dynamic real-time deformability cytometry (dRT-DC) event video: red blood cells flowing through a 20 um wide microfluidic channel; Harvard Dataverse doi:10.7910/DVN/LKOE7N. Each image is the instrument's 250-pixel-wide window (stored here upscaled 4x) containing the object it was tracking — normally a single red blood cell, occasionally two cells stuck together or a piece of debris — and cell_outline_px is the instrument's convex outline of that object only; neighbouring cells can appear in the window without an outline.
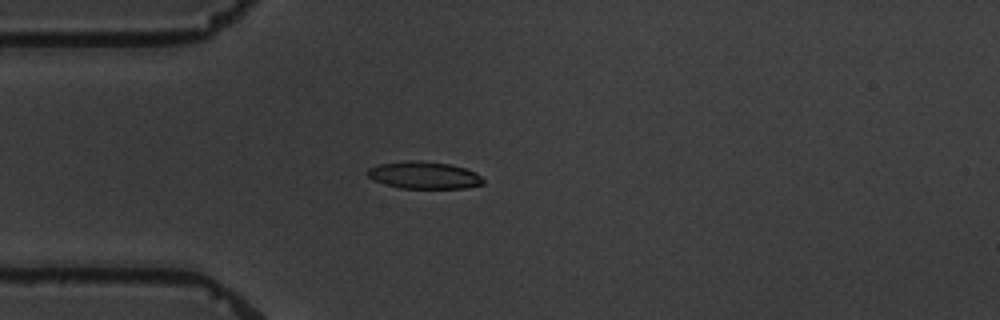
{"species": "common noctule bat (a hibernating species)", "species_latin": "Nyctalus noctula", "temperature_condition": "warm", "stored_images_in_passage": 4, "camera_frame_rate_fps": 3000, "um_per_image_px": 0.085, "animal": {"sex": "male", "body_mass_g": 19.5, "forearm_length_mm": 54.6}, "frame": {"image": 1, "passage_image": 4, "time_ms": 3.333, "image_size_px": [1000, 320], "cell_outline_px": [[484, 184], [464, 188], [400, 188], [384, 184], [372, 180], [368, 176], [368, 168], [380, 164], [408, 160], [420, 160], [448, 164], [464, 168], [476, 172], [484, 180]], "centroid_in_image_um": [36.03, 14.89], "position_along_channel_um": 49.0, "area_um2": 18.32}}